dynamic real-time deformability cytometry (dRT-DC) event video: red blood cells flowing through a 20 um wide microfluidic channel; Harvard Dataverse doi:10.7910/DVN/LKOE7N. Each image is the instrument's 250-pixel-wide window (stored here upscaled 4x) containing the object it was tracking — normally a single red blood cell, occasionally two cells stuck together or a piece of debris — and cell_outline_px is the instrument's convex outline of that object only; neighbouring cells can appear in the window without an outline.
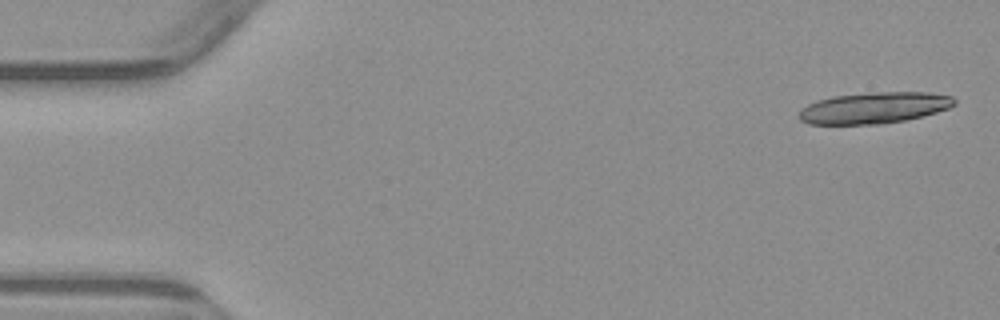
{"species": "common noctule bat (a hibernating species)", "species_latin": "Nyctalus noctula", "temperature_condition": "warm", "stored_images_in_passage": 5, "camera_frame_rate_fps": 3000, "um_per_image_px": 0.085, "animal": {"sex": "male", "body_mass_g": 23.1, "forearm_length_mm": 52.7}, "frame": {"image": 1, "passage_image": 1, "time_ms": 0.0, "image_size_px": [1000, 320], "cell_outline_px": [[956, 104], [948, 108], [936, 112], [904, 120], [880, 124], [808, 124], [800, 120], [800, 108], [816, 100], [832, 96], [876, 92], [928, 92], [952, 96], [956, 100]], "centroid_in_image_um": [74.28, 9.16], "position_along_channel_um": 10.7, "area_um2": 28.26}}
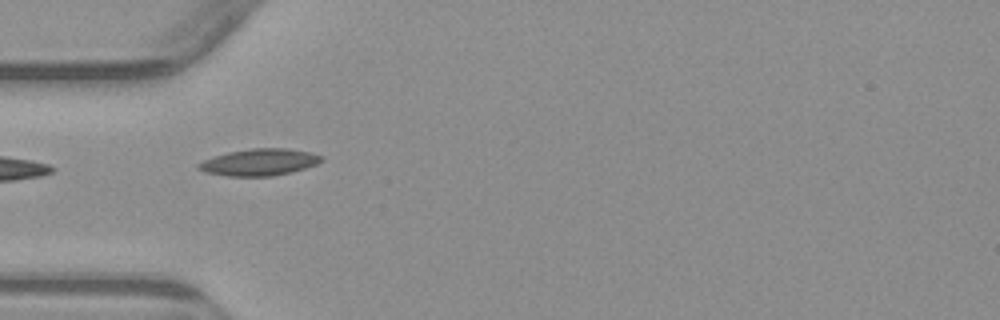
{"frame": {"image": 2, "passage_image": 5, "time_ms": 5.0, "image_size_px": [1000, 320], "cell_outline_px": [[324, 160], [316, 164], [292, 172], [272, 176], [228, 176], [204, 172], [196, 168], [196, 164], [212, 156], [228, 152], [252, 148], [288, 148], [312, 152], [324, 156]], "centroid_in_image_um": [22.05, 13.78], "position_along_channel_um": 63.0, "area_um2": 19.42}}